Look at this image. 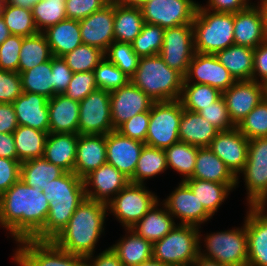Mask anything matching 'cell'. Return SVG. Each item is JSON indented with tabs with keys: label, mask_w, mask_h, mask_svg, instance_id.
<instances>
[{
	"label": "cell",
	"mask_w": 267,
	"mask_h": 266,
	"mask_svg": "<svg viewBox=\"0 0 267 266\" xmlns=\"http://www.w3.org/2000/svg\"><path fill=\"white\" fill-rule=\"evenodd\" d=\"M257 5L262 15L263 31H264L265 38L267 40V0H265L264 2H261L260 4L258 2Z\"/></svg>",
	"instance_id": "66"
},
{
	"label": "cell",
	"mask_w": 267,
	"mask_h": 266,
	"mask_svg": "<svg viewBox=\"0 0 267 266\" xmlns=\"http://www.w3.org/2000/svg\"><path fill=\"white\" fill-rule=\"evenodd\" d=\"M52 56L62 57L82 44L79 20L65 19L43 31Z\"/></svg>",
	"instance_id": "30"
},
{
	"label": "cell",
	"mask_w": 267,
	"mask_h": 266,
	"mask_svg": "<svg viewBox=\"0 0 267 266\" xmlns=\"http://www.w3.org/2000/svg\"><path fill=\"white\" fill-rule=\"evenodd\" d=\"M163 209L158 208L159 201L139 220L131 229L142 238L150 241L152 244L165 237L176 223L173 216L168 212L165 204Z\"/></svg>",
	"instance_id": "32"
},
{
	"label": "cell",
	"mask_w": 267,
	"mask_h": 266,
	"mask_svg": "<svg viewBox=\"0 0 267 266\" xmlns=\"http://www.w3.org/2000/svg\"><path fill=\"white\" fill-rule=\"evenodd\" d=\"M191 266H226V265L220 264L213 259L205 258L204 256H201L199 254L197 259L192 263Z\"/></svg>",
	"instance_id": "64"
},
{
	"label": "cell",
	"mask_w": 267,
	"mask_h": 266,
	"mask_svg": "<svg viewBox=\"0 0 267 266\" xmlns=\"http://www.w3.org/2000/svg\"><path fill=\"white\" fill-rule=\"evenodd\" d=\"M145 143L121 135L117 130L106 135V162L117 168L129 179Z\"/></svg>",
	"instance_id": "23"
},
{
	"label": "cell",
	"mask_w": 267,
	"mask_h": 266,
	"mask_svg": "<svg viewBox=\"0 0 267 266\" xmlns=\"http://www.w3.org/2000/svg\"><path fill=\"white\" fill-rule=\"evenodd\" d=\"M164 28L144 23L141 33L131 42L133 50L139 57L153 56L160 53Z\"/></svg>",
	"instance_id": "47"
},
{
	"label": "cell",
	"mask_w": 267,
	"mask_h": 266,
	"mask_svg": "<svg viewBox=\"0 0 267 266\" xmlns=\"http://www.w3.org/2000/svg\"><path fill=\"white\" fill-rule=\"evenodd\" d=\"M127 234L117 243L110 246L124 266H136L152 259L153 244L136 234L132 229H126Z\"/></svg>",
	"instance_id": "34"
},
{
	"label": "cell",
	"mask_w": 267,
	"mask_h": 266,
	"mask_svg": "<svg viewBox=\"0 0 267 266\" xmlns=\"http://www.w3.org/2000/svg\"><path fill=\"white\" fill-rule=\"evenodd\" d=\"M20 74L23 92L36 93L51 99L53 91L51 59Z\"/></svg>",
	"instance_id": "41"
},
{
	"label": "cell",
	"mask_w": 267,
	"mask_h": 266,
	"mask_svg": "<svg viewBox=\"0 0 267 266\" xmlns=\"http://www.w3.org/2000/svg\"><path fill=\"white\" fill-rule=\"evenodd\" d=\"M158 201L157 195L146 189L144 184L129 183L107 207L125 229H131Z\"/></svg>",
	"instance_id": "11"
},
{
	"label": "cell",
	"mask_w": 267,
	"mask_h": 266,
	"mask_svg": "<svg viewBox=\"0 0 267 266\" xmlns=\"http://www.w3.org/2000/svg\"><path fill=\"white\" fill-rule=\"evenodd\" d=\"M49 202L42 189L27 186L21 179L0 195V226L16 242L32 239L45 225Z\"/></svg>",
	"instance_id": "1"
},
{
	"label": "cell",
	"mask_w": 267,
	"mask_h": 266,
	"mask_svg": "<svg viewBox=\"0 0 267 266\" xmlns=\"http://www.w3.org/2000/svg\"><path fill=\"white\" fill-rule=\"evenodd\" d=\"M32 15L38 32L67 19L65 0H42L32 7Z\"/></svg>",
	"instance_id": "45"
},
{
	"label": "cell",
	"mask_w": 267,
	"mask_h": 266,
	"mask_svg": "<svg viewBox=\"0 0 267 266\" xmlns=\"http://www.w3.org/2000/svg\"><path fill=\"white\" fill-rule=\"evenodd\" d=\"M163 200L168 212L179 218L183 225H194L201 228V224L211 219L201 202L191 188L181 181L178 187ZM165 201V202H164Z\"/></svg>",
	"instance_id": "20"
},
{
	"label": "cell",
	"mask_w": 267,
	"mask_h": 266,
	"mask_svg": "<svg viewBox=\"0 0 267 266\" xmlns=\"http://www.w3.org/2000/svg\"><path fill=\"white\" fill-rule=\"evenodd\" d=\"M248 144L249 139L235 126L229 130L219 131L209 146L236 177V186L239 184L238 175L247 162Z\"/></svg>",
	"instance_id": "15"
},
{
	"label": "cell",
	"mask_w": 267,
	"mask_h": 266,
	"mask_svg": "<svg viewBox=\"0 0 267 266\" xmlns=\"http://www.w3.org/2000/svg\"><path fill=\"white\" fill-rule=\"evenodd\" d=\"M253 54V48L233 44L217 52L215 56L235 81H248L252 80Z\"/></svg>",
	"instance_id": "33"
},
{
	"label": "cell",
	"mask_w": 267,
	"mask_h": 266,
	"mask_svg": "<svg viewBox=\"0 0 267 266\" xmlns=\"http://www.w3.org/2000/svg\"><path fill=\"white\" fill-rule=\"evenodd\" d=\"M5 0H0V17H2V10L4 6Z\"/></svg>",
	"instance_id": "70"
},
{
	"label": "cell",
	"mask_w": 267,
	"mask_h": 266,
	"mask_svg": "<svg viewBox=\"0 0 267 266\" xmlns=\"http://www.w3.org/2000/svg\"><path fill=\"white\" fill-rule=\"evenodd\" d=\"M18 126L12 103H0V133H13Z\"/></svg>",
	"instance_id": "61"
},
{
	"label": "cell",
	"mask_w": 267,
	"mask_h": 266,
	"mask_svg": "<svg viewBox=\"0 0 267 266\" xmlns=\"http://www.w3.org/2000/svg\"><path fill=\"white\" fill-rule=\"evenodd\" d=\"M91 261V262H90ZM85 266H124L117 254L109 247L94 257L91 254L85 257Z\"/></svg>",
	"instance_id": "62"
},
{
	"label": "cell",
	"mask_w": 267,
	"mask_h": 266,
	"mask_svg": "<svg viewBox=\"0 0 267 266\" xmlns=\"http://www.w3.org/2000/svg\"><path fill=\"white\" fill-rule=\"evenodd\" d=\"M130 81L155 102L180 99L184 76L170 68L159 54L140 57Z\"/></svg>",
	"instance_id": "4"
},
{
	"label": "cell",
	"mask_w": 267,
	"mask_h": 266,
	"mask_svg": "<svg viewBox=\"0 0 267 266\" xmlns=\"http://www.w3.org/2000/svg\"><path fill=\"white\" fill-rule=\"evenodd\" d=\"M17 243L13 260L19 266H85V257L68 253L53 241L25 239Z\"/></svg>",
	"instance_id": "9"
},
{
	"label": "cell",
	"mask_w": 267,
	"mask_h": 266,
	"mask_svg": "<svg viewBox=\"0 0 267 266\" xmlns=\"http://www.w3.org/2000/svg\"><path fill=\"white\" fill-rule=\"evenodd\" d=\"M155 101L131 81L115 91L110 92V110L113 128L116 130L121 124L133 116L150 111Z\"/></svg>",
	"instance_id": "18"
},
{
	"label": "cell",
	"mask_w": 267,
	"mask_h": 266,
	"mask_svg": "<svg viewBox=\"0 0 267 266\" xmlns=\"http://www.w3.org/2000/svg\"><path fill=\"white\" fill-rule=\"evenodd\" d=\"M13 135L19 162L43 157L47 132L19 125Z\"/></svg>",
	"instance_id": "37"
},
{
	"label": "cell",
	"mask_w": 267,
	"mask_h": 266,
	"mask_svg": "<svg viewBox=\"0 0 267 266\" xmlns=\"http://www.w3.org/2000/svg\"><path fill=\"white\" fill-rule=\"evenodd\" d=\"M52 53L43 32L23 38L19 53L18 72L22 73L52 58Z\"/></svg>",
	"instance_id": "39"
},
{
	"label": "cell",
	"mask_w": 267,
	"mask_h": 266,
	"mask_svg": "<svg viewBox=\"0 0 267 266\" xmlns=\"http://www.w3.org/2000/svg\"><path fill=\"white\" fill-rule=\"evenodd\" d=\"M49 133H78L79 102L65 94L48 99Z\"/></svg>",
	"instance_id": "27"
},
{
	"label": "cell",
	"mask_w": 267,
	"mask_h": 266,
	"mask_svg": "<svg viewBox=\"0 0 267 266\" xmlns=\"http://www.w3.org/2000/svg\"><path fill=\"white\" fill-rule=\"evenodd\" d=\"M108 207L105 203L85 198L76 208L69 223L52 241L68 253L87 257L95 253L98 238L104 231Z\"/></svg>",
	"instance_id": "2"
},
{
	"label": "cell",
	"mask_w": 267,
	"mask_h": 266,
	"mask_svg": "<svg viewBox=\"0 0 267 266\" xmlns=\"http://www.w3.org/2000/svg\"><path fill=\"white\" fill-rule=\"evenodd\" d=\"M192 27L196 53L215 55L234 44V13L211 12L199 4Z\"/></svg>",
	"instance_id": "5"
},
{
	"label": "cell",
	"mask_w": 267,
	"mask_h": 266,
	"mask_svg": "<svg viewBox=\"0 0 267 266\" xmlns=\"http://www.w3.org/2000/svg\"><path fill=\"white\" fill-rule=\"evenodd\" d=\"M114 130L110 110V92L96 89L79 102L78 134L107 135Z\"/></svg>",
	"instance_id": "12"
},
{
	"label": "cell",
	"mask_w": 267,
	"mask_h": 266,
	"mask_svg": "<svg viewBox=\"0 0 267 266\" xmlns=\"http://www.w3.org/2000/svg\"><path fill=\"white\" fill-rule=\"evenodd\" d=\"M219 130L197 112L183 109L179 140L200 148L209 147Z\"/></svg>",
	"instance_id": "29"
},
{
	"label": "cell",
	"mask_w": 267,
	"mask_h": 266,
	"mask_svg": "<svg viewBox=\"0 0 267 266\" xmlns=\"http://www.w3.org/2000/svg\"><path fill=\"white\" fill-rule=\"evenodd\" d=\"M189 179H200L226 185H236V177L209 147H198L195 169L193 175Z\"/></svg>",
	"instance_id": "31"
},
{
	"label": "cell",
	"mask_w": 267,
	"mask_h": 266,
	"mask_svg": "<svg viewBox=\"0 0 267 266\" xmlns=\"http://www.w3.org/2000/svg\"><path fill=\"white\" fill-rule=\"evenodd\" d=\"M78 133H48L43 157L65 172H74Z\"/></svg>",
	"instance_id": "28"
},
{
	"label": "cell",
	"mask_w": 267,
	"mask_h": 266,
	"mask_svg": "<svg viewBox=\"0 0 267 266\" xmlns=\"http://www.w3.org/2000/svg\"><path fill=\"white\" fill-rule=\"evenodd\" d=\"M150 111L139 113L121 124L116 130L123 136L145 143Z\"/></svg>",
	"instance_id": "54"
},
{
	"label": "cell",
	"mask_w": 267,
	"mask_h": 266,
	"mask_svg": "<svg viewBox=\"0 0 267 266\" xmlns=\"http://www.w3.org/2000/svg\"><path fill=\"white\" fill-rule=\"evenodd\" d=\"M40 1L42 0H5V3L32 9V7Z\"/></svg>",
	"instance_id": "65"
},
{
	"label": "cell",
	"mask_w": 267,
	"mask_h": 266,
	"mask_svg": "<svg viewBox=\"0 0 267 266\" xmlns=\"http://www.w3.org/2000/svg\"><path fill=\"white\" fill-rule=\"evenodd\" d=\"M11 35L7 25L2 17H0V45Z\"/></svg>",
	"instance_id": "68"
},
{
	"label": "cell",
	"mask_w": 267,
	"mask_h": 266,
	"mask_svg": "<svg viewBox=\"0 0 267 266\" xmlns=\"http://www.w3.org/2000/svg\"><path fill=\"white\" fill-rule=\"evenodd\" d=\"M104 56L115 64L130 79L134 76L140 57L133 50L131 43L114 41L105 51Z\"/></svg>",
	"instance_id": "48"
},
{
	"label": "cell",
	"mask_w": 267,
	"mask_h": 266,
	"mask_svg": "<svg viewBox=\"0 0 267 266\" xmlns=\"http://www.w3.org/2000/svg\"><path fill=\"white\" fill-rule=\"evenodd\" d=\"M98 89L94 71L73 73L68 89L63 93L72 100L80 102L92 91Z\"/></svg>",
	"instance_id": "51"
},
{
	"label": "cell",
	"mask_w": 267,
	"mask_h": 266,
	"mask_svg": "<svg viewBox=\"0 0 267 266\" xmlns=\"http://www.w3.org/2000/svg\"><path fill=\"white\" fill-rule=\"evenodd\" d=\"M83 180L86 198L106 205L130 183L128 177L107 162L92 171Z\"/></svg>",
	"instance_id": "19"
},
{
	"label": "cell",
	"mask_w": 267,
	"mask_h": 266,
	"mask_svg": "<svg viewBox=\"0 0 267 266\" xmlns=\"http://www.w3.org/2000/svg\"><path fill=\"white\" fill-rule=\"evenodd\" d=\"M98 89L112 92L127 85L130 78L121 69L104 57L94 69Z\"/></svg>",
	"instance_id": "49"
},
{
	"label": "cell",
	"mask_w": 267,
	"mask_h": 266,
	"mask_svg": "<svg viewBox=\"0 0 267 266\" xmlns=\"http://www.w3.org/2000/svg\"><path fill=\"white\" fill-rule=\"evenodd\" d=\"M252 80L267 85V40L254 49Z\"/></svg>",
	"instance_id": "59"
},
{
	"label": "cell",
	"mask_w": 267,
	"mask_h": 266,
	"mask_svg": "<svg viewBox=\"0 0 267 266\" xmlns=\"http://www.w3.org/2000/svg\"><path fill=\"white\" fill-rule=\"evenodd\" d=\"M206 251L199 254L226 266H247L248 243L245 223L242 228L207 234L204 238ZM203 252V253H202Z\"/></svg>",
	"instance_id": "8"
},
{
	"label": "cell",
	"mask_w": 267,
	"mask_h": 266,
	"mask_svg": "<svg viewBox=\"0 0 267 266\" xmlns=\"http://www.w3.org/2000/svg\"><path fill=\"white\" fill-rule=\"evenodd\" d=\"M198 114L208 120L219 131H225L235 127L229 117L223 96L211 103L208 107H204Z\"/></svg>",
	"instance_id": "52"
},
{
	"label": "cell",
	"mask_w": 267,
	"mask_h": 266,
	"mask_svg": "<svg viewBox=\"0 0 267 266\" xmlns=\"http://www.w3.org/2000/svg\"><path fill=\"white\" fill-rule=\"evenodd\" d=\"M244 175L247 206H267V137L249 140Z\"/></svg>",
	"instance_id": "10"
},
{
	"label": "cell",
	"mask_w": 267,
	"mask_h": 266,
	"mask_svg": "<svg viewBox=\"0 0 267 266\" xmlns=\"http://www.w3.org/2000/svg\"><path fill=\"white\" fill-rule=\"evenodd\" d=\"M197 196L205 210L213 217L230 191L236 188V185H226L200 179H186L184 181Z\"/></svg>",
	"instance_id": "36"
},
{
	"label": "cell",
	"mask_w": 267,
	"mask_h": 266,
	"mask_svg": "<svg viewBox=\"0 0 267 266\" xmlns=\"http://www.w3.org/2000/svg\"><path fill=\"white\" fill-rule=\"evenodd\" d=\"M148 1L149 0H117L116 3L125 7L141 8Z\"/></svg>",
	"instance_id": "67"
},
{
	"label": "cell",
	"mask_w": 267,
	"mask_h": 266,
	"mask_svg": "<svg viewBox=\"0 0 267 266\" xmlns=\"http://www.w3.org/2000/svg\"><path fill=\"white\" fill-rule=\"evenodd\" d=\"M221 96L222 92L220 90L207 84L183 83L179 100L183 109L198 113Z\"/></svg>",
	"instance_id": "42"
},
{
	"label": "cell",
	"mask_w": 267,
	"mask_h": 266,
	"mask_svg": "<svg viewBox=\"0 0 267 266\" xmlns=\"http://www.w3.org/2000/svg\"><path fill=\"white\" fill-rule=\"evenodd\" d=\"M22 93L19 72L0 69V103H13Z\"/></svg>",
	"instance_id": "55"
},
{
	"label": "cell",
	"mask_w": 267,
	"mask_h": 266,
	"mask_svg": "<svg viewBox=\"0 0 267 266\" xmlns=\"http://www.w3.org/2000/svg\"><path fill=\"white\" fill-rule=\"evenodd\" d=\"M65 171L44 157L21 162L20 179L30 187L43 189L47 183L62 176Z\"/></svg>",
	"instance_id": "38"
},
{
	"label": "cell",
	"mask_w": 267,
	"mask_h": 266,
	"mask_svg": "<svg viewBox=\"0 0 267 266\" xmlns=\"http://www.w3.org/2000/svg\"><path fill=\"white\" fill-rule=\"evenodd\" d=\"M248 207L244 220L248 243L247 266H267V209L265 205Z\"/></svg>",
	"instance_id": "22"
},
{
	"label": "cell",
	"mask_w": 267,
	"mask_h": 266,
	"mask_svg": "<svg viewBox=\"0 0 267 266\" xmlns=\"http://www.w3.org/2000/svg\"><path fill=\"white\" fill-rule=\"evenodd\" d=\"M2 18L11 35L27 37L38 33L34 23L32 9L4 3Z\"/></svg>",
	"instance_id": "44"
},
{
	"label": "cell",
	"mask_w": 267,
	"mask_h": 266,
	"mask_svg": "<svg viewBox=\"0 0 267 266\" xmlns=\"http://www.w3.org/2000/svg\"><path fill=\"white\" fill-rule=\"evenodd\" d=\"M167 169L165 150L145 144L136 164L134 175L129 180L133 184H144L146 179L155 177Z\"/></svg>",
	"instance_id": "40"
},
{
	"label": "cell",
	"mask_w": 267,
	"mask_h": 266,
	"mask_svg": "<svg viewBox=\"0 0 267 266\" xmlns=\"http://www.w3.org/2000/svg\"><path fill=\"white\" fill-rule=\"evenodd\" d=\"M201 231L194 225L178 224L153 243L152 258L170 266H191L199 256Z\"/></svg>",
	"instance_id": "6"
},
{
	"label": "cell",
	"mask_w": 267,
	"mask_h": 266,
	"mask_svg": "<svg viewBox=\"0 0 267 266\" xmlns=\"http://www.w3.org/2000/svg\"><path fill=\"white\" fill-rule=\"evenodd\" d=\"M83 44H87L104 53L115 41L114 37V3H108L100 10L79 20Z\"/></svg>",
	"instance_id": "21"
},
{
	"label": "cell",
	"mask_w": 267,
	"mask_h": 266,
	"mask_svg": "<svg viewBox=\"0 0 267 266\" xmlns=\"http://www.w3.org/2000/svg\"><path fill=\"white\" fill-rule=\"evenodd\" d=\"M144 18L140 8L114 3V37L117 42L131 43L142 30Z\"/></svg>",
	"instance_id": "35"
},
{
	"label": "cell",
	"mask_w": 267,
	"mask_h": 266,
	"mask_svg": "<svg viewBox=\"0 0 267 266\" xmlns=\"http://www.w3.org/2000/svg\"><path fill=\"white\" fill-rule=\"evenodd\" d=\"M18 125L49 133L48 98L23 92L13 103Z\"/></svg>",
	"instance_id": "24"
},
{
	"label": "cell",
	"mask_w": 267,
	"mask_h": 266,
	"mask_svg": "<svg viewBox=\"0 0 267 266\" xmlns=\"http://www.w3.org/2000/svg\"><path fill=\"white\" fill-rule=\"evenodd\" d=\"M136 266H170L155 259H150Z\"/></svg>",
	"instance_id": "69"
},
{
	"label": "cell",
	"mask_w": 267,
	"mask_h": 266,
	"mask_svg": "<svg viewBox=\"0 0 267 266\" xmlns=\"http://www.w3.org/2000/svg\"><path fill=\"white\" fill-rule=\"evenodd\" d=\"M198 5L193 0H149L140 9L144 23L166 29L192 24Z\"/></svg>",
	"instance_id": "13"
},
{
	"label": "cell",
	"mask_w": 267,
	"mask_h": 266,
	"mask_svg": "<svg viewBox=\"0 0 267 266\" xmlns=\"http://www.w3.org/2000/svg\"><path fill=\"white\" fill-rule=\"evenodd\" d=\"M235 82L227 68L215 55L195 52L183 83L207 84L224 92Z\"/></svg>",
	"instance_id": "17"
},
{
	"label": "cell",
	"mask_w": 267,
	"mask_h": 266,
	"mask_svg": "<svg viewBox=\"0 0 267 266\" xmlns=\"http://www.w3.org/2000/svg\"><path fill=\"white\" fill-rule=\"evenodd\" d=\"M236 127L249 140L267 137V98L251 110Z\"/></svg>",
	"instance_id": "50"
},
{
	"label": "cell",
	"mask_w": 267,
	"mask_h": 266,
	"mask_svg": "<svg viewBox=\"0 0 267 266\" xmlns=\"http://www.w3.org/2000/svg\"><path fill=\"white\" fill-rule=\"evenodd\" d=\"M21 162L0 157V195L20 180Z\"/></svg>",
	"instance_id": "58"
},
{
	"label": "cell",
	"mask_w": 267,
	"mask_h": 266,
	"mask_svg": "<svg viewBox=\"0 0 267 266\" xmlns=\"http://www.w3.org/2000/svg\"><path fill=\"white\" fill-rule=\"evenodd\" d=\"M250 2L247 0H208V5L203 8L213 12L236 13L247 8Z\"/></svg>",
	"instance_id": "60"
},
{
	"label": "cell",
	"mask_w": 267,
	"mask_h": 266,
	"mask_svg": "<svg viewBox=\"0 0 267 266\" xmlns=\"http://www.w3.org/2000/svg\"><path fill=\"white\" fill-rule=\"evenodd\" d=\"M250 4L244 10L234 13V44L255 49L266 41L262 15L258 5Z\"/></svg>",
	"instance_id": "26"
},
{
	"label": "cell",
	"mask_w": 267,
	"mask_h": 266,
	"mask_svg": "<svg viewBox=\"0 0 267 266\" xmlns=\"http://www.w3.org/2000/svg\"><path fill=\"white\" fill-rule=\"evenodd\" d=\"M222 96L229 117L237 126L266 97V86L253 80L236 81Z\"/></svg>",
	"instance_id": "16"
},
{
	"label": "cell",
	"mask_w": 267,
	"mask_h": 266,
	"mask_svg": "<svg viewBox=\"0 0 267 266\" xmlns=\"http://www.w3.org/2000/svg\"><path fill=\"white\" fill-rule=\"evenodd\" d=\"M109 3H115L117 0H107Z\"/></svg>",
	"instance_id": "71"
},
{
	"label": "cell",
	"mask_w": 267,
	"mask_h": 266,
	"mask_svg": "<svg viewBox=\"0 0 267 266\" xmlns=\"http://www.w3.org/2000/svg\"><path fill=\"white\" fill-rule=\"evenodd\" d=\"M51 69L53 78V91L56 94H63L69 86L73 72L67 66L62 57L51 58Z\"/></svg>",
	"instance_id": "57"
},
{
	"label": "cell",
	"mask_w": 267,
	"mask_h": 266,
	"mask_svg": "<svg viewBox=\"0 0 267 266\" xmlns=\"http://www.w3.org/2000/svg\"><path fill=\"white\" fill-rule=\"evenodd\" d=\"M108 3L107 0H65L66 17L82 20Z\"/></svg>",
	"instance_id": "56"
},
{
	"label": "cell",
	"mask_w": 267,
	"mask_h": 266,
	"mask_svg": "<svg viewBox=\"0 0 267 266\" xmlns=\"http://www.w3.org/2000/svg\"><path fill=\"white\" fill-rule=\"evenodd\" d=\"M183 106L180 100L154 102L150 110V120L145 144L166 149L179 140V125Z\"/></svg>",
	"instance_id": "7"
},
{
	"label": "cell",
	"mask_w": 267,
	"mask_h": 266,
	"mask_svg": "<svg viewBox=\"0 0 267 266\" xmlns=\"http://www.w3.org/2000/svg\"><path fill=\"white\" fill-rule=\"evenodd\" d=\"M104 57L101 49L83 43L62 56L73 73L94 71Z\"/></svg>",
	"instance_id": "46"
},
{
	"label": "cell",
	"mask_w": 267,
	"mask_h": 266,
	"mask_svg": "<svg viewBox=\"0 0 267 266\" xmlns=\"http://www.w3.org/2000/svg\"><path fill=\"white\" fill-rule=\"evenodd\" d=\"M23 36L10 35L0 45V69L18 72L19 53L23 43Z\"/></svg>",
	"instance_id": "53"
},
{
	"label": "cell",
	"mask_w": 267,
	"mask_h": 266,
	"mask_svg": "<svg viewBox=\"0 0 267 266\" xmlns=\"http://www.w3.org/2000/svg\"><path fill=\"white\" fill-rule=\"evenodd\" d=\"M194 53L192 24L164 30L163 44L159 55L167 66L185 76Z\"/></svg>",
	"instance_id": "14"
},
{
	"label": "cell",
	"mask_w": 267,
	"mask_h": 266,
	"mask_svg": "<svg viewBox=\"0 0 267 266\" xmlns=\"http://www.w3.org/2000/svg\"><path fill=\"white\" fill-rule=\"evenodd\" d=\"M42 191L49 202V214L43 228L32 239L52 241L66 227L76 208L86 198L84 180L74 172H65L47 183Z\"/></svg>",
	"instance_id": "3"
},
{
	"label": "cell",
	"mask_w": 267,
	"mask_h": 266,
	"mask_svg": "<svg viewBox=\"0 0 267 266\" xmlns=\"http://www.w3.org/2000/svg\"><path fill=\"white\" fill-rule=\"evenodd\" d=\"M0 157L17 159L13 133H0Z\"/></svg>",
	"instance_id": "63"
},
{
	"label": "cell",
	"mask_w": 267,
	"mask_h": 266,
	"mask_svg": "<svg viewBox=\"0 0 267 266\" xmlns=\"http://www.w3.org/2000/svg\"><path fill=\"white\" fill-rule=\"evenodd\" d=\"M104 163H106V135L79 134L74 173L84 179Z\"/></svg>",
	"instance_id": "25"
},
{
	"label": "cell",
	"mask_w": 267,
	"mask_h": 266,
	"mask_svg": "<svg viewBox=\"0 0 267 266\" xmlns=\"http://www.w3.org/2000/svg\"><path fill=\"white\" fill-rule=\"evenodd\" d=\"M167 167L172 168L183 177L189 179L194 172L198 147L178 141L165 149Z\"/></svg>",
	"instance_id": "43"
}]
</instances>
